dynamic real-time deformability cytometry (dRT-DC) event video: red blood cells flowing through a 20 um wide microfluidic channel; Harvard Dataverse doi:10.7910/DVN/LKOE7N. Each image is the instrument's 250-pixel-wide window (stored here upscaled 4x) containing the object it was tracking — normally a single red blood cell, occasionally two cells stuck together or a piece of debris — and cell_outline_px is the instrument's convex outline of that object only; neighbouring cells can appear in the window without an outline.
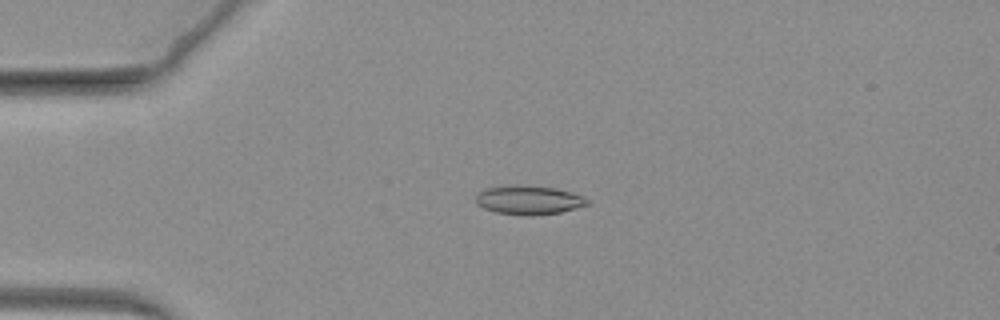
{"species": "common noctule bat (a hibernating species)", "species_latin": "Nyctalus noctula", "temperature_condition": "warm", "stored_images_in_passage": 53, "camera_frame_rate_fps": 3000, "um_per_image_px": 0.085, "animal": {"sex": "female", "body_mass_g": 19.3, "forearm_length_mm": 54.1}, "frame": {"image": 1, "passage_image": 3, "time_ms": 0.667, "image_size_px": [1000, 320], "cell_outline_px": [[592, 204], [560, 212], [532, 216], [524, 216], [496, 212], [484, 208], [476, 204], [476, 192], [484, 188], [516, 184], [556, 188], [572, 192], [584, 196]], "centroid_in_image_um": [44.94, 17.0], "position_along_channel_um": 40.1, "area_um2": 19.19}}
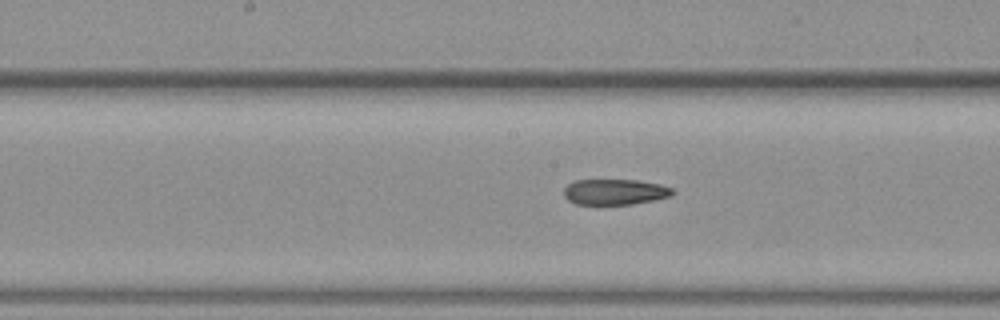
{"frame": {"image": 2, "passage_image": 21, "time_ms": 6.667, "image_size_px": [1000, 320], "cell_outline_px": [[676, 192], [672, 196], [656, 200], [632, 204], [576, 204], [568, 200], [564, 196], [564, 188], [572, 180], [636, 180], [660, 184], [672, 188]], "centroid_in_image_um": [52.29, 16.31], "position_along_channel_um": 195.9, "area_um2": 16.42}}
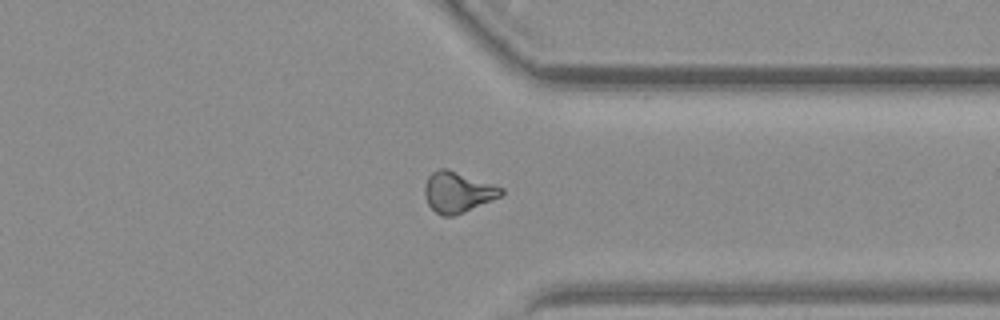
{"frame": {"image": 3, "passage_image": 38, "time_ms": 12.333, "image_size_px": [1000, 320], "cell_outline_px": [[504, 192], [500, 196], [456, 216], [440, 216], [428, 204], [424, 196], [424, 184], [428, 176], [432, 172], [440, 168], [448, 168], [504, 188]], "centroid_in_image_um": [38.87, 16.33], "position_along_channel_um": 372.5, "area_um2": 18.26}}